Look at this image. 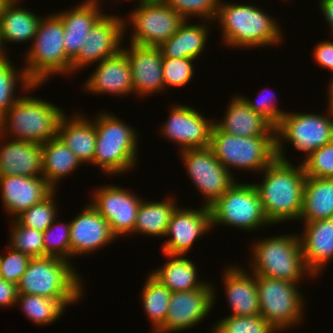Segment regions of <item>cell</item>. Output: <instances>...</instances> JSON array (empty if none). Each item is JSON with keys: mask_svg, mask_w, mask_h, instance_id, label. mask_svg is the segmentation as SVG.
Instances as JSON below:
<instances>
[{"mask_svg": "<svg viewBox=\"0 0 333 333\" xmlns=\"http://www.w3.org/2000/svg\"><path fill=\"white\" fill-rule=\"evenodd\" d=\"M13 175L42 176V145L0 135V176Z\"/></svg>", "mask_w": 333, "mask_h": 333, "instance_id": "obj_25", "label": "cell"}, {"mask_svg": "<svg viewBox=\"0 0 333 333\" xmlns=\"http://www.w3.org/2000/svg\"><path fill=\"white\" fill-rule=\"evenodd\" d=\"M7 1L8 0H0V11L2 10V7L5 5Z\"/></svg>", "mask_w": 333, "mask_h": 333, "instance_id": "obj_53", "label": "cell"}, {"mask_svg": "<svg viewBox=\"0 0 333 333\" xmlns=\"http://www.w3.org/2000/svg\"><path fill=\"white\" fill-rule=\"evenodd\" d=\"M168 120L161 126V135L167 141L184 149L207 148L210 144L214 120L206 119L193 106L172 104Z\"/></svg>", "mask_w": 333, "mask_h": 333, "instance_id": "obj_17", "label": "cell"}, {"mask_svg": "<svg viewBox=\"0 0 333 333\" xmlns=\"http://www.w3.org/2000/svg\"><path fill=\"white\" fill-rule=\"evenodd\" d=\"M127 16L124 17L125 38L130 28L129 42L146 47H159L185 21L163 0H138L137 7Z\"/></svg>", "mask_w": 333, "mask_h": 333, "instance_id": "obj_12", "label": "cell"}, {"mask_svg": "<svg viewBox=\"0 0 333 333\" xmlns=\"http://www.w3.org/2000/svg\"><path fill=\"white\" fill-rule=\"evenodd\" d=\"M216 292L208 281L198 289L172 292L164 324L155 333H175L202 323L216 304Z\"/></svg>", "mask_w": 333, "mask_h": 333, "instance_id": "obj_15", "label": "cell"}, {"mask_svg": "<svg viewBox=\"0 0 333 333\" xmlns=\"http://www.w3.org/2000/svg\"><path fill=\"white\" fill-rule=\"evenodd\" d=\"M314 59L321 68L331 71L333 75V41H321L314 48Z\"/></svg>", "mask_w": 333, "mask_h": 333, "instance_id": "obj_47", "label": "cell"}, {"mask_svg": "<svg viewBox=\"0 0 333 333\" xmlns=\"http://www.w3.org/2000/svg\"><path fill=\"white\" fill-rule=\"evenodd\" d=\"M36 326H48L65 314L66 307L58 299L43 296L18 294L16 305Z\"/></svg>", "mask_w": 333, "mask_h": 333, "instance_id": "obj_37", "label": "cell"}, {"mask_svg": "<svg viewBox=\"0 0 333 333\" xmlns=\"http://www.w3.org/2000/svg\"><path fill=\"white\" fill-rule=\"evenodd\" d=\"M96 65L90 77H87L82 85L86 93L109 94L115 97L133 94L130 64L122 50Z\"/></svg>", "mask_w": 333, "mask_h": 333, "instance_id": "obj_21", "label": "cell"}, {"mask_svg": "<svg viewBox=\"0 0 333 333\" xmlns=\"http://www.w3.org/2000/svg\"><path fill=\"white\" fill-rule=\"evenodd\" d=\"M327 91H326V94H327V100H328V102H327V104L328 105H326V109L327 110H329L332 114H333V75H332V77H331V80H330V82H328V85H327Z\"/></svg>", "mask_w": 333, "mask_h": 333, "instance_id": "obj_50", "label": "cell"}, {"mask_svg": "<svg viewBox=\"0 0 333 333\" xmlns=\"http://www.w3.org/2000/svg\"><path fill=\"white\" fill-rule=\"evenodd\" d=\"M81 165L77 156L58 136L42 144V176L54 190H57L58 182Z\"/></svg>", "mask_w": 333, "mask_h": 333, "instance_id": "obj_32", "label": "cell"}, {"mask_svg": "<svg viewBox=\"0 0 333 333\" xmlns=\"http://www.w3.org/2000/svg\"><path fill=\"white\" fill-rule=\"evenodd\" d=\"M58 190L59 189L53 190L41 202L18 215L14 221L18 225L31 227L44 232L59 215L58 205H56V192Z\"/></svg>", "mask_w": 333, "mask_h": 333, "instance_id": "obj_38", "label": "cell"}, {"mask_svg": "<svg viewBox=\"0 0 333 333\" xmlns=\"http://www.w3.org/2000/svg\"><path fill=\"white\" fill-rule=\"evenodd\" d=\"M221 120L214 124L227 134L240 137L275 136V127L253 111L239 95L232 96Z\"/></svg>", "mask_w": 333, "mask_h": 333, "instance_id": "obj_26", "label": "cell"}, {"mask_svg": "<svg viewBox=\"0 0 333 333\" xmlns=\"http://www.w3.org/2000/svg\"><path fill=\"white\" fill-rule=\"evenodd\" d=\"M194 61L191 58L163 57L162 71L165 90L168 87L181 88L191 82L194 75Z\"/></svg>", "mask_w": 333, "mask_h": 333, "instance_id": "obj_43", "label": "cell"}, {"mask_svg": "<svg viewBox=\"0 0 333 333\" xmlns=\"http://www.w3.org/2000/svg\"><path fill=\"white\" fill-rule=\"evenodd\" d=\"M209 148L231 173L236 169L259 174L276 158L275 136L240 137L227 134L215 124Z\"/></svg>", "mask_w": 333, "mask_h": 333, "instance_id": "obj_8", "label": "cell"}, {"mask_svg": "<svg viewBox=\"0 0 333 333\" xmlns=\"http://www.w3.org/2000/svg\"><path fill=\"white\" fill-rule=\"evenodd\" d=\"M17 285L0 278V308L15 307L17 300Z\"/></svg>", "mask_w": 333, "mask_h": 333, "instance_id": "obj_48", "label": "cell"}, {"mask_svg": "<svg viewBox=\"0 0 333 333\" xmlns=\"http://www.w3.org/2000/svg\"><path fill=\"white\" fill-rule=\"evenodd\" d=\"M141 291L142 306L150 319L151 333H155L164 324L172 292L150 273H148Z\"/></svg>", "mask_w": 333, "mask_h": 333, "instance_id": "obj_35", "label": "cell"}, {"mask_svg": "<svg viewBox=\"0 0 333 333\" xmlns=\"http://www.w3.org/2000/svg\"><path fill=\"white\" fill-rule=\"evenodd\" d=\"M209 209L212 229L226 225L244 232H258L272 226L253 183L236 181Z\"/></svg>", "mask_w": 333, "mask_h": 333, "instance_id": "obj_10", "label": "cell"}, {"mask_svg": "<svg viewBox=\"0 0 333 333\" xmlns=\"http://www.w3.org/2000/svg\"><path fill=\"white\" fill-rule=\"evenodd\" d=\"M73 266L57 257L32 258L17 284V292L58 299L66 308L77 304L86 289L83 277Z\"/></svg>", "mask_w": 333, "mask_h": 333, "instance_id": "obj_4", "label": "cell"}, {"mask_svg": "<svg viewBox=\"0 0 333 333\" xmlns=\"http://www.w3.org/2000/svg\"><path fill=\"white\" fill-rule=\"evenodd\" d=\"M57 136L77 156L81 164H92L95 155L96 131L93 119L84 113L65 114L59 123Z\"/></svg>", "mask_w": 333, "mask_h": 333, "instance_id": "obj_27", "label": "cell"}, {"mask_svg": "<svg viewBox=\"0 0 333 333\" xmlns=\"http://www.w3.org/2000/svg\"><path fill=\"white\" fill-rule=\"evenodd\" d=\"M9 52L7 53L2 45L1 42V37H0V61L7 59L8 57H10V55H8Z\"/></svg>", "mask_w": 333, "mask_h": 333, "instance_id": "obj_52", "label": "cell"}, {"mask_svg": "<svg viewBox=\"0 0 333 333\" xmlns=\"http://www.w3.org/2000/svg\"><path fill=\"white\" fill-rule=\"evenodd\" d=\"M214 324L211 333H278L260 314L254 316H231L228 314Z\"/></svg>", "mask_w": 333, "mask_h": 333, "instance_id": "obj_39", "label": "cell"}, {"mask_svg": "<svg viewBox=\"0 0 333 333\" xmlns=\"http://www.w3.org/2000/svg\"><path fill=\"white\" fill-rule=\"evenodd\" d=\"M299 233L307 269L318 278L333 261V218L303 223Z\"/></svg>", "mask_w": 333, "mask_h": 333, "instance_id": "obj_24", "label": "cell"}, {"mask_svg": "<svg viewBox=\"0 0 333 333\" xmlns=\"http://www.w3.org/2000/svg\"><path fill=\"white\" fill-rule=\"evenodd\" d=\"M319 10L322 12L325 22L329 25L333 35V0H319Z\"/></svg>", "mask_w": 333, "mask_h": 333, "instance_id": "obj_49", "label": "cell"}, {"mask_svg": "<svg viewBox=\"0 0 333 333\" xmlns=\"http://www.w3.org/2000/svg\"><path fill=\"white\" fill-rule=\"evenodd\" d=\"M301 163L306 177L333 178V141L313 151Z\"/></svg>", "mask_w": 333, "mask_h": 333, "instance_id": "obj_44", "label": "cell"}, {"mask_svg": "<svg viewBox=\"0 0 333 333\" xmlns=\"http://www.w3.org/2000/svg\"><path fill=\"white\" fill-rule=\"evenodd\" d=\"M57 219L43 232L44 257H57L71 262L70 222H59Z\"/></svg>", "mask_w": 333, "mask_h": 333, "instance_id": "obj_41", "label": "cell"}, {"mask_svg": "<svg viewBox=\"0 0 333 333\" xmlns=\"http://www.w3.org/2000/svg\"><path fill=\"white\" fill-rule=\"evenodd\" d=\"M216 21L221 28L222 44L227 48L279 47L284 42L280 23L254 4L220 0Z\"/></svg>", "mask_w": 333, "mask_h": 333, "instance_id": "obj_2", "label": "cell"}, {"mask_svg": "<svg viewBox=\"0 0 333 333\" xmlns=\"http://www.w3.org/2000/svg\"><path fill=\"white\" fill-rule=\"evenodd\" d=\"M173 8L184 20L191 17L198 21L215 22L220 0H163Z\"/></svg>", "mask_w": 333, "mask_h": 333, "instance_id": "obj_42", "label": "cell"}, {"mask_svg": "<svg viewBox=\"0 0 333 333\" xmlns=\"http://www.w3.org/2000/svg\"><path fill=\"white\" fill-rule=\"evenodd\" d=\"M185 170L198 192L202 206L210 208L237 179L207 148L184 149L179 152Z\"/></svg>", "mask_w": 333, "mask_h": 333, "instance_id": "obj_13", "label": "cell"}, {"mask_svg": "<svg viewBox=\"0 0 333 333\" xmlns=\"http://www.w3.org/2000/svg\"><path fill=\"white\" fill-rule=\"evenodd\" d=\"M25 94L0 118V135L42 145L57 136L66 112L59 105Z\"/></svg>", "mask_w": 333, "mask_h": 333, "instance_id": "obj_6", "label": "cell"}, {"mask_svg": "<svg viewBox=\"0 0 333 333\" xmlns=\"http://www.w3.org/2000/svg\"><path fill=\"white\" fill-rule=\"evenodd\" d=\"M11 58L0 61V118L14 105L22 96H17V86L21 87L22 93L37 90L41 85H33L23 69L17 70ZM20 82V83H19ZM19 83V84H18ZM38 87V88H37ZM16 95V96H15Z\"/></svg>", "mask_w": 333, "mask_h": 333, "instance_id": "obj_36", "label": "cell"}, {"mask_svg": "<svg viewBox=\"0 0 333 333\" xmlns=\"http://www.w3.org/2000/svg\"><path fill=\"white\" fill-rule=\"evenodd\" d=\"M64 27L55 14L42 16L25 55L24 71L33 85H44L53 75L71 76V60L64 49Z\"/></svg>", "mask_w": 333, "mask_h": 333, "instance_id": "obj_7", "label": "cell"}, {"mask_svg": "<svg viewBox=\"0 0 333 333\" xmlns=\"http://www.w3.org/2000/svg\"><path fill=\"white\" fill-rule=\"evenodd\" d=\"M164 255L168 260L162 266L152 269L150 274L171 292L191 291L206 283L197 277L198 269L193 260L185 255Z\"/></svg>", "mask_w": 333, "mask_h": 333, "instance_id": "obj_31", "label": "cell"}, {"mask_svg": "<svg viewBox=\"0 0 333 333\" xmlns=\"http://www.w3.org/2000/svg\"><path fill=\"white\" fill-rule=\"evenodd\" d=\"M266 92L265 88L263 91L258 92V99L251 100L247 96L240 95L248 106L255 111L256 113L262 115L267 119L274 127H276L283 116L288 112L287 110H282L275 103L278 104V100L274 98V94L266 95L263 92ZM262 93V94H261ZM267 93V92H266ZM247 97V98H246ZM260 97V98H259Z\"/></svg>", "mask_w": 333, "mask_h": 333, "instance_id": "obj_46", "label": "cell"}, {"mask_svg": "<svg viewBox=\"0 0 333 333\" xmlns=\"http://www.w3.org/2000/svg\"><path fill=\"white\" fill-rule=\"evenodd\" d=\"M211 213L208 207L182 208L178 206L168 224L162 253L185 255L190 252L194 242L212 231ZM197 239V240H196Z\"/></svg>", "mask_w": 333, "mask_h": 333, "instance_id": "obj_18", "label": "cell"}, {"mask_svg": "<svg viewBox=\"0 0 333 333\" xmlns=\"http://www.w3.org/2000/svg\"><path fill=\"white\" fill-rule=\"evenodd\" d=\"M275 158L264 170L261 182H254L264 214L271 225L298 221L301 216L306 175L304 167Z\"/></svg>", "mask_w": 333, "mask_h": 333, "instance_id": "obj_1", "label": "cell"}, {"mask_svg": "<svg viewBox=\"0 0 333 333\" xmlns=\"http://www.w3.org/2000/svg\"><path fill=\"white\" fill-rule=\"evenodd\" d=\"M178 198L174 195L166 196L163 200H142L134 227L135 235L165 237L171 217L178 207Z\"/></svg>", "mask_w": 333, "mask_h": 333, "instance_id": "obj_33", "label": "cell"}, {"mask_svg": "<svg viewBox=\"0 0 333 333\" xmlns=\"http://www.w3.org/2000/svg\"><path fill=\"white\" fill-rule=\"evenodd\" d=\"M101 1L102 0H83V1H81L82 3L80 2L79 4H83V5H86V6H93V7L101 9L102 6H100V5H102L101 3H104V2H101ZM115 1L118 2L120 0H114V2Z\"/></svg>", "mask_w": 333, "mask_h": 333, "instance_id": "obj_51", "label": "cell"}, {"mask_svg": "<svg viewBox=\"0 0 333 333\" xmlns=\"http://www.w3.org/2000/svg\"><path fill=\"white\" fill-rule=\"evenodd\" d=\"M113 113L104 110L94 118L96 144L93 166L100 167L107 177L132 171L138 165L140 147L138 131Z\"/></svg>", "mask_w": 333, "mask_h": 333, "instance_id": "obj_3", "label": "cell"}, {"mask_svg": "<svg viewBox=\"0 0 333 333\" xmlns=\"http://www.w3.org/2000/svg\"><path fill=\"white\" fill-rule=\"evenodd\" d=\"M77 5L70 7L69 10L54 12L62 20L64 49L71 61L78 55L85 36L88 35L92 26L104 14L102 9L83 4Z\"/></svg>", "mask_w": 333, "mask_h": 333, "instance_id": "obj_30", "label": "cell"}, {"mask_svg": "<svg viewBox=\"0 0 333 333\" xmlns=\"http://www.w3.org/2000/svg\"><path fill=\"white\" fill-rule=\"evenodd\" d=\"M333 218V178L306 177L300 222Z\"/></svg>", "mask_w": 333, "mask_h": 333, "instance_id": "obj_34", "label": "cell"}, {"mask_svg": "<svg viewBox=\"0 0 333 333\" xmlns=\"http://www.w3.org/2000/svg\"><path fill=\"white\" fill-rule=\"evenodd\" d=\"M10 240L8 246L13 250L23 252L31 258L44 257L43 232L31 227L18 225L10 220Z\"/></svg>", "mask_w": 333, "mask_h": 333, "instance_id": "obj_40", "label": "cell"}, {"mask_svg": "<svg viewBox=\"0 0 333 333\" xmlns=\"http://www.w3.org/2000/svg\"><path fill=\"white\" fill-rule=\"evenodd\" d=\"M129 46L123 45L122 51L126 54L130 64L133 94L146 98L164 91L163 57L160 49L158 47L139 46L130 42Z\"/></svg>", "mask_w": 333, "mask_h": 333, "instance_id": "obj_20", "label": "cell"}, {"mask_svg": "<svg viewBox=\"0 0 333 333\" xmlns=\"http://www.w3.org/2000/svg\"><path fill=\"white\" fill-rule=\"evenodd\" d=\"M299 284L257 275L260 315L278 332L299 326L304 320L307 301Z\"/></svg>", "mask_w": 333, "mask_h": 333, "instance_id": "obj_11", "label": "cell"}, {"mask_svg": "<svg viewBox=\"0 0 333 333\" xmlns=\"http://www.w3.org/2000/svg\"><path fill=\"white\" fill-rule=\"evenodd\" d=\"M192 22L191 20H185L177 32L158 47L162 57L197 60L203 54L211 32L209 27L213 23L206 20H204V24L201 20L200 23Z\"/></svg>", "mask_w": 333, "mask_h": 333, "instance_id": "obj_29", "label": "cell"}, {"mask_svg": "<svg viewBox=\"0 0 333 333\" xmlns=\"http://www.w3.org/2000/svg\"><path fill=\"white\" fill-rule=\"evenodd\" d=\"M325 113L288 111L275 127L276 157L289 161L285 153L286 143L301 151L305 159L316 149L332 142L333 114L329 110Z\"/></svg>", "mask_w": 333, "mask_h": 333, "instance_id": "obj_9", "label": "cell"}, {"mask_svg": "<svg viewBox=\"0 0 333 333\" xmlns=\"http://www.w3.org/2000/svg\"><path fill=\"white\" fill-rule=\"evenodd\" d=\"M95 190V191H94ZM89 203L108 221L118 238L132 235L142 198L114 184L94 188Z\"/></svg>", "mask_w": 333, "mask_h": 333, "instance_id": "obj_16", "label": "cell"}, {"mask_svg": "<svg viewBox=\"0 0 333 333\" xmlns=\"http://www.w3.org/2000/svg\"><path fill=\"white\" fill-rule=\"evenodd\" d=\"M70 221L71 258L89 255L115 242L108 221L89 203Z\"/></svg>", "mask_w": 333, "mask_h": 333, "instance_id": "obj_19", "label": "cell"}, {"mask_svg": "<svg viewBox=\"0 0 333 333\" xmlns=\"http://www.w3.org/2000/svg\"><path fill=\"white\" fill-rule=\"evenodd\" d=\"M124 17L104 13L92 26L78 55L71 61V75L115 56L125 41Z\"/></svg>", "mask_w": 333, "mask_h": 333, "instance_id": "obj_14", "label": "cell"}, {"mask_svg": "<svg viewBox=\"0 0 333 333\" xmlns=\"http://www.w3.org/2000/svg\"><path fill=\"white\" fill-rule=\"evenodd\" d=\"M5 254H0V278L17 285L32 258L8 245Z\"/></svg>", "mask_w": 333, "mask_h": 333, "instance_id": "obj_45", "label": "cell"}, {"mask_svg": "<svg viewBox=\"0 0 333 333\" xmlns=\"http://www.w3.org/2000/svg\"><path fill=\"white\" fill-rule=\"evenodd\" d=\"M54 189L43 176H0V193L6 214L14 220L22 212L45 199Z\"/></svg>", "mask_w": 333, "mask_h": 333, "instance_id": "obj_22", "label": "cell"}, {"mask_svg": "<svg viewBox=\"0 0 333 333\" xmlns=\"http://www.w3.org/2000/svg\"><path fill=\"white\" fill-rule=\"evenodd\" d=\"M249 271L255 275L300 283L315 278L307 269L298 234H279L253 241Z\"/></svg>", "mask_w": 333, "mask_h": 333, "instance_id": "obj_5", "label": "cell"}, {"mask_svg": "<svg viewBox=\"0 0 333 333\" xmlns=\"http://www.w3.org/2000/svg\"><path fill=\"white\" fill-rule=\"evenodd\" d=\"M225 300L231 316H254L260 314L257 291V275L246 271L242 266L233 264L223 271Z\"/></svg>", "mask_w": 333, "mask_h": 333, "instance_id": "obj_23", "label": "cell"}, {"mask_svg": "<svg viewBox=\"0 0 333 333\" xmlns=\"http://www.w3.org/2000/svg\"><path fill=\"white\" fill-rule=\"evenodd\" d=\"M19 2L22 0H8L0 11V37L5 51L7 43L24 45L29 41L31 45L42 18Z\"/></svg>", "mask_w": 333, "mask_h": 333, "instance_id": "obj_28", "label": "cell"}]
</instances>
